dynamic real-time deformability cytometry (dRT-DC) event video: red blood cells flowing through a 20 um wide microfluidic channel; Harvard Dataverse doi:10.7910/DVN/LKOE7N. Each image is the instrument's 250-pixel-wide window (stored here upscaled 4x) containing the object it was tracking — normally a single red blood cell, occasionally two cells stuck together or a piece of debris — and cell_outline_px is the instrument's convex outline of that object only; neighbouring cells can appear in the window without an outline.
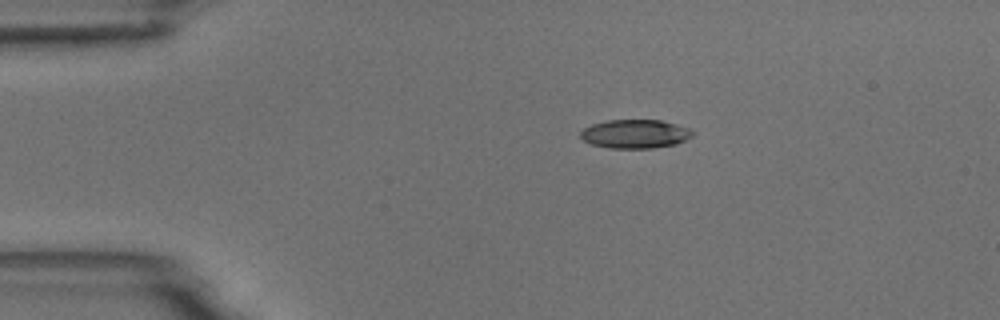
{"species": "common noctule bat (a hibernating species)", "species_latin": "Nyctalus noctula", "temperature_condition": "room temperature", "stored_images_in_passage": 6, "camera_frame_rate_fps": 3000, "um_per_image_px": 0.085, "animal": {"sex": "male", "body_mass_g": 18.8}, "frame": {"image": 1, "passage_image": 1, "time_ms": 0.0, "image_size_px": [1000, 320], "cell_outline_px": [[696, 132], [692, 136], [676, 144], [652, 148], [608, 148], [592, 144], [584, 140], [580, 136], [580, 132], [584, 128], [592, 124], [604, 120], [660, 120], [676, 124], [688, 128]], "centroid_in_image_um": [53.98, 11.38], "position_along_channel_um": 31.0, "area_um2": 18.79}}
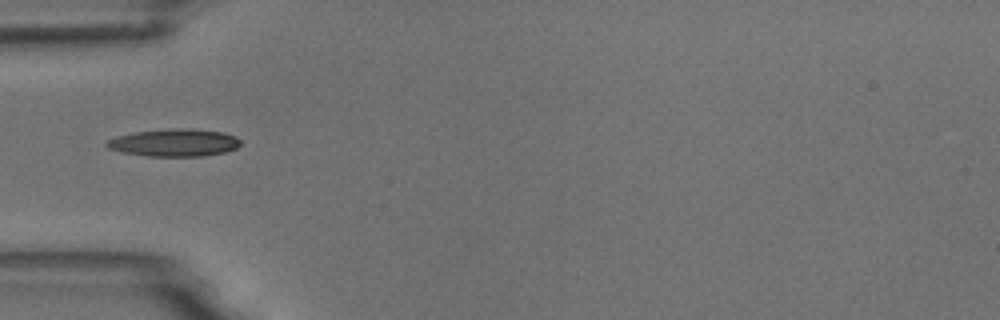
{"frame": {"image": 2, "passage_image": 3, "time_ms": 2.333, "image_size_px": [1000, 320], "cell_outline_px": [[240, 144], [236, 148], [224, 152], [200, 156], [148, 156], [120, 152], [108, 148], [104, 144], [108, 140], [116, 136], [136, 132], [176, 128], [192, 128], [220, 132], [236, 136], [240, 140]], "centroid_in_image_um": [14.79, 12.13], "position_along_channel_um": 70.2, "area_um2": 21.33}}